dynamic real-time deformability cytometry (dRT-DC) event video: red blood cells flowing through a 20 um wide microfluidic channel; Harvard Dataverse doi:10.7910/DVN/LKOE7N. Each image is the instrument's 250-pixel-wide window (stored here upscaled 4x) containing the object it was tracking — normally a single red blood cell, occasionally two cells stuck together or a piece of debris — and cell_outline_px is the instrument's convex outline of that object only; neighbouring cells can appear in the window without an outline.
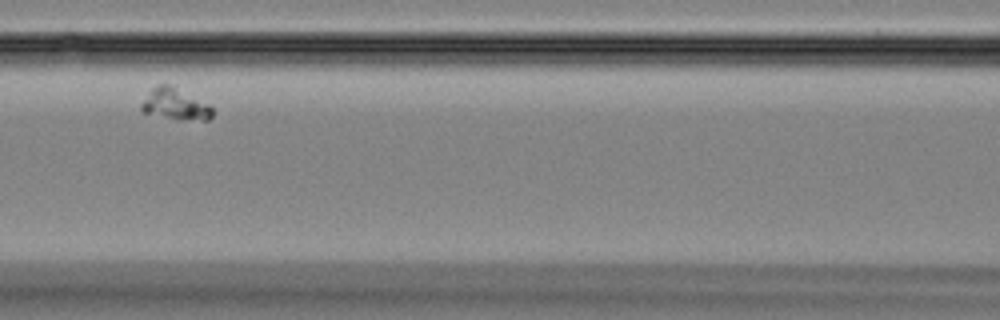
{"species": "Egyptian fruit bat (a non-hibernating species)", "species_latin": "Rousettus aegyptiacus", "temperature_condition": "room temperature", "stored_images_in_passage": 7, "camera_frame_rate_fps": 3000, "um_per_image_px": 0.085, "animal": {"sex": "female"}, "frame": {"image": 1, "passage_image": 4, "time_ms": 3.667, "image_size_px": [1000, 320], "cell_outline_px": [[212, 116], [208, 120], [176, 120], [140, 112], [140, 104], [152, 88], [156, 84], [172, 84], [208, 104], [212, 108]], "centroid_in_image_um": [14.85, 8.86], "position_along_channel_um": 151.7, "area_um2": 13.29}}
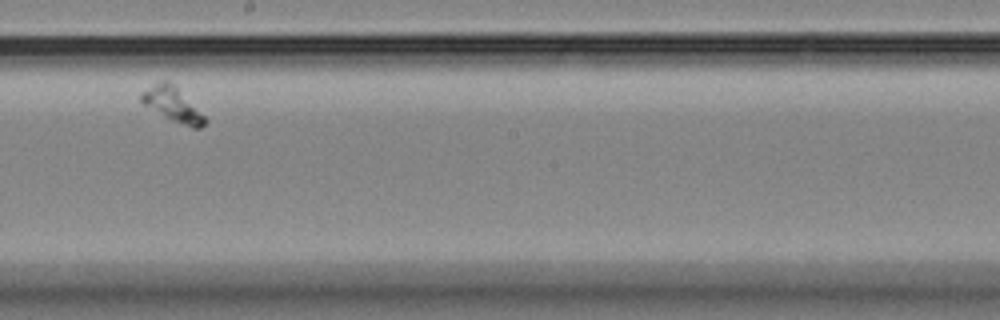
{"frame": {"image": 2, "passage_image": 6, "time_ms": 6.0, "image_size_px": [1000, 320], "cell_outline_px": [[208, 120], [200, 128], [192, 128], [172, 120], [140, 104], [140, 92], [160, 80], [168, 80], [176, 84]], "centroid_in_image_um": [14.64, 8.84], "position_along_channel_um": 233.6, "area_um2": 13.01}}
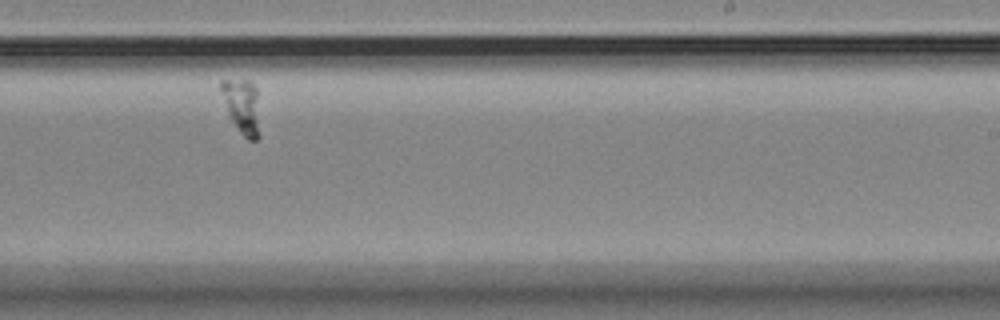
{"frame": {"image": 3, "passage_image": 7, "time_ms": 7.0, "image_size_px": [1000, 320], "cell_outline_px": [[260, 136], [256, 140], [248, 140], [236, 128], [228, 116], [220, 88], [220, 80], [248, 80], [256, 88]], "centroid_in_image_um": [20.56, 9.06], "position_along_channel_um": 268.4, "area_um2": 12.37}}